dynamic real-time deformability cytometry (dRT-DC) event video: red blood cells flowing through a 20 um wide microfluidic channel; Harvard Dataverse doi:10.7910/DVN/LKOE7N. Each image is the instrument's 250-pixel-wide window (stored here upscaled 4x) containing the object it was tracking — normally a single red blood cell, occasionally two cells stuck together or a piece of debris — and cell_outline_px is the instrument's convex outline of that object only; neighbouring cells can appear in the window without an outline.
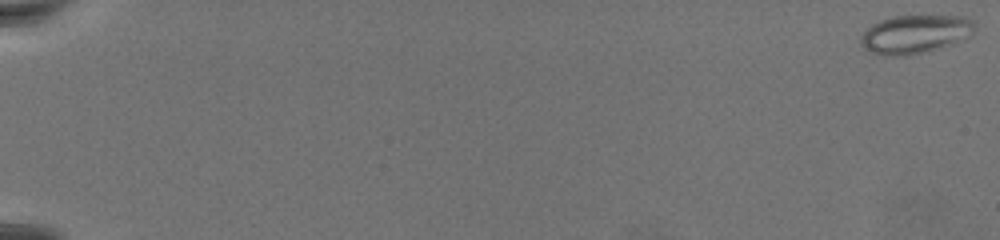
{"species": "common noctule bat (a hibernating species)", "species_latin": "Nyctalus noctula", "temperature_condition": "warm", "stored_images_in_passage": 76, "camera_frame_rate_fps": 3000, "um_per_image_px": 0.085, "animal": {"sex": "female", "body_mass_g": 19.5, "forearm_length_mm": 54.1}, "frame": {"image": 1, "passage_image": 1, "time_ms": 0.0, "image_size_px": [1000, 240], "cell_outline_px": [[976, 28], [972, 36], [956, 44], [908, 56], [884, 56], [868, 52], [860, 44], [860, 36], [872, 24], [880, 20], [892, 16], [964, 16], [976, 20]], "centroid_in_image_um": [77.84, 2.92], "position_along_channel_um": 7.2, "area_um2": 26.3}}
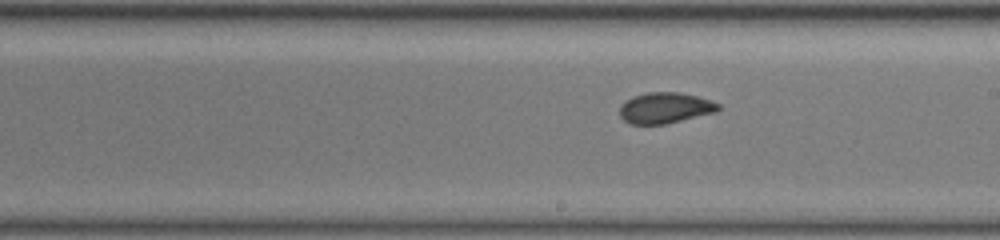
{"frame": {"image": 2, "passage_image": 47, "time_ms": 15.333, "image_size_px": [1000, 240], "cell_outline_px": [[720, 108], [716, 112], [664, 124], [628, 124], [620, 116], [620, 104], [624, 100], [632, 96], [648, 92], [680, 92], [696, 96], [720, 104]], "centroid_in_image_um": [56.48, 9.16], "position_along_channel_um": 232.5, "area_um2": 17.74}}
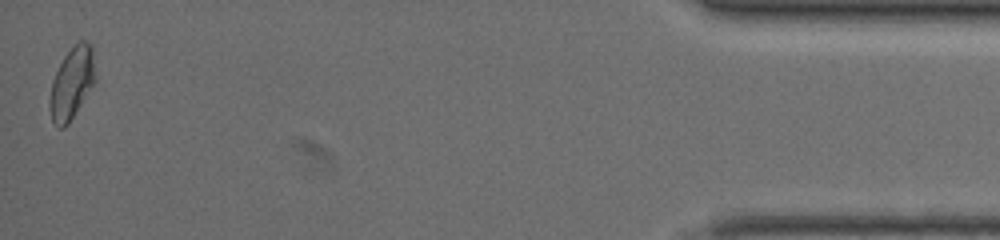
{"frame": {"image": 3, "passage_image": 75, "time_ms": 24.667, "image_size_px": [1000, 240], "cell_outline_px": [[96, 80], [68, 124], [64, 128], [60, 128], [52, 120], [48, 104], [48, 100], [52, 80], [64, 56], [80, 40], [84, 40], [92, 44], [96, 76]], "centroid_in_image_um": [6.11, 7.06], "position_along_channel_um": 429.1, "area_um2": 19.02}}